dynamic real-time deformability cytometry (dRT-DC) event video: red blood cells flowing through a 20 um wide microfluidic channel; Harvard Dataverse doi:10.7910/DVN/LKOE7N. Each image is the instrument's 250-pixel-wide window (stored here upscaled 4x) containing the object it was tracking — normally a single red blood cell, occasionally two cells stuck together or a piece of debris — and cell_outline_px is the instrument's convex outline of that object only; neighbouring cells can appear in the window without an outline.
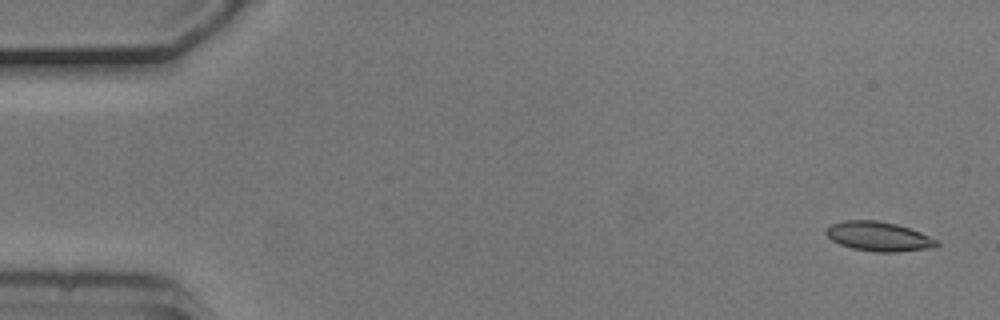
{"species": "common noctule bat (a hibernating species)", "species_latin": "Nyctalus noctula", "temperature_condition": "cold", "stored_images_in_passage": 5, "camera_frame_rate_fps": 3000, "um_per_image_px": 0.085, "animal": {"sex": "male", "body_mass_g": 20.5, "forearm_length_mm": 52.5}, "frame": {"image": 1, "passage_image": 1, "time_ms": 0.0, "image_size_px": [1000, 320], "cell_outline_px": [[940, 244], [932, 248], [896, 252], [876, 252], [852, 248], [840, 244], [832, 240], [824, 232], [832, 224], [844, 220], [876, 220], [896, 224], [920, 232], [940, 240]], "centroid_in_image_um": [74.72, 20.1], "position_along_channel_um": 10.3, "area_um2": 18.96}}